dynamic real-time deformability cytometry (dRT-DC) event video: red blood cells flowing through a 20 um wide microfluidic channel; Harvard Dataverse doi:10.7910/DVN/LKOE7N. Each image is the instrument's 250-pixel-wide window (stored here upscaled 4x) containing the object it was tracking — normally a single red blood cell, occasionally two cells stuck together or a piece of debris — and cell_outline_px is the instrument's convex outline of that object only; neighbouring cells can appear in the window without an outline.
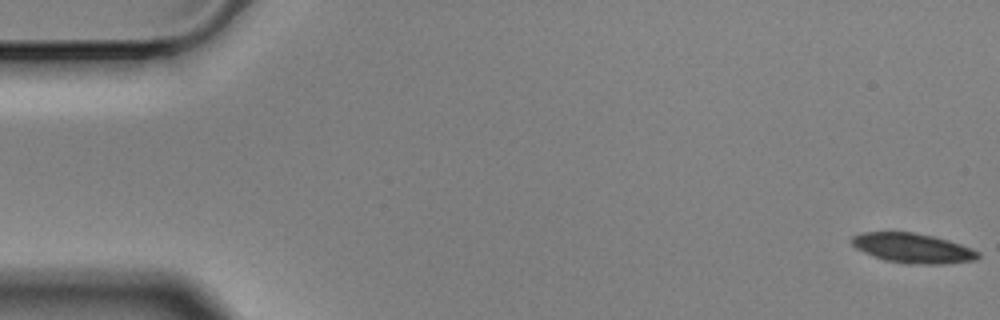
{"species": "Egyptian fruit bat (a non-hibernating species)", "species_latin": "Rousettus aegyptiacus", "temperature_condition": "cold", "stored_images_in_passage": 6, "camera_frame_rate_fps": 3000, "um_per_image_px": 0.085, "animal": {"sex": "male"}, "frame": {"image": 1, "passage_image": 1, "time_ms": 0.0, "image_size_px": [1000, 320], "cell_outline_px": [[980, 256], [976, 260], [944, 264], [908, 264], [888, 260], [864, 252], [856, 248], [852, 244], [852, 236], [860, 232], [912, 232], [932, 236], [948, 240], [972, 248], [980, 252]], "centroid_in_image_um": [77.62, 21.09], "position_along_channel_um": 7.4, "area_um2": 21.73}}
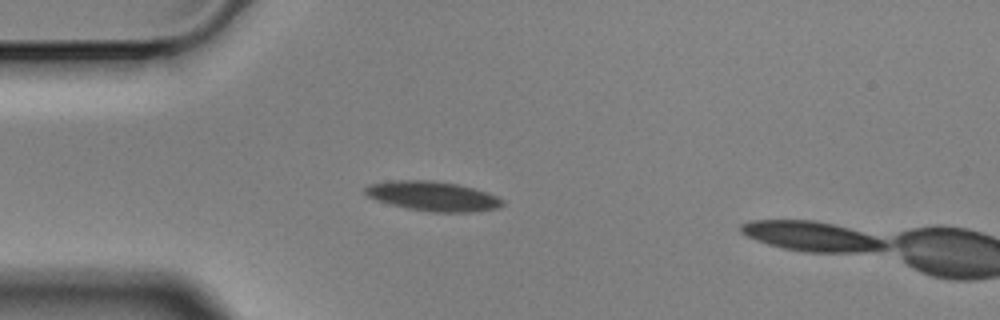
{"frame": {"image": 2, "passage_image": 5, "time_ms": 1.333, "image_size_px": [1000, 320], "cell_outline_px": [[504, 204], [496, 208], [472, 212], [432, 212], [408, 208], [376, 200], [368, 196], [364, 192], [364, 188], [372, 184], [392, 180], [432, 180], [456, 184], [472, 188], [496, 196], [504, 200]], "centroid_in_image_um": [36.78, 16.67], "position_along_channel_um": 48.2, "area_um2": 23.35}}